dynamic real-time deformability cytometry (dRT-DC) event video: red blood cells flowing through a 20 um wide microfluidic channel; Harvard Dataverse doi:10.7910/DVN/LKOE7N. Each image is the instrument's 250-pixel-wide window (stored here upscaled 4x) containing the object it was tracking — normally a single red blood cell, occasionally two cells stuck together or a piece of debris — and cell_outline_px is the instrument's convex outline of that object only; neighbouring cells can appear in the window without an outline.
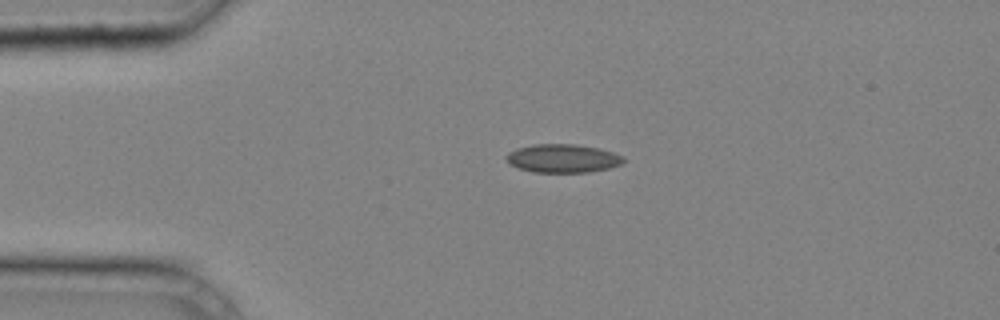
{"species": "common noctule bat (a hibernating species)", "species_latin": "Nyctalus noctula", "temperature_condition": "cold", "stored_images_in_passage": 33, "camera_frame_rate_fps": 3000, "um_per_image_px": 0.085, "animal": {"sex": "male", "body_mass_g": 20.4}, "frame": {"image": 1, "passage_image": 1, "time_ms": 0.0, "image_size_px": [1000, 320], "cell_outline_px": [[628, 160], [624, 164], [608, 168], [588, 172], [532, 172], [516, 168], [508, 164], [504, 156], [508, 152], [516, 148], [532, 144], [576, 144], [600, 148], [624, 156]], "centroid_in_image_um": [47.83, 13.46], "position_along_channel_um": 37.2, "area_um2": 19.88}}
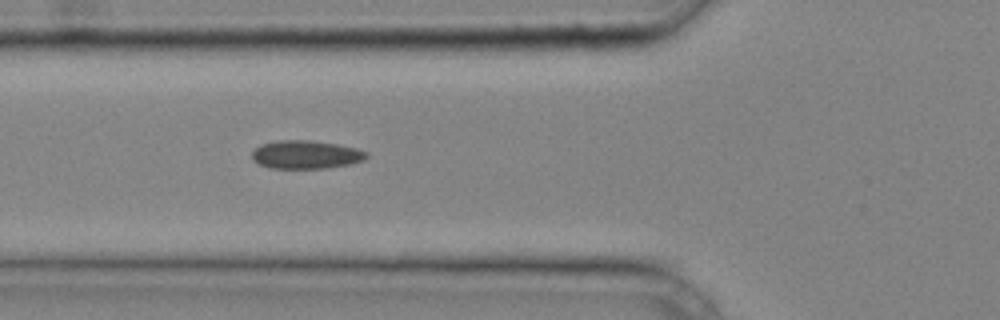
{"frame": {"image": 2, "passage_image": 7, "time_ms": 2.0, "image_size_px": [1000, 320], "cell_outline_px": [[368, 156], [364, 160], [348, 164], [328, 168], [268, 168], [252, 160], [252, 152], [260, 144], [276, 140], [312, 140], [336, 144], [356, 148], [368, 152]], "centroid_in_image_um": [25.98, 13.13], "position_along_channel_um": 99.8, "area_um2": 18.96}}
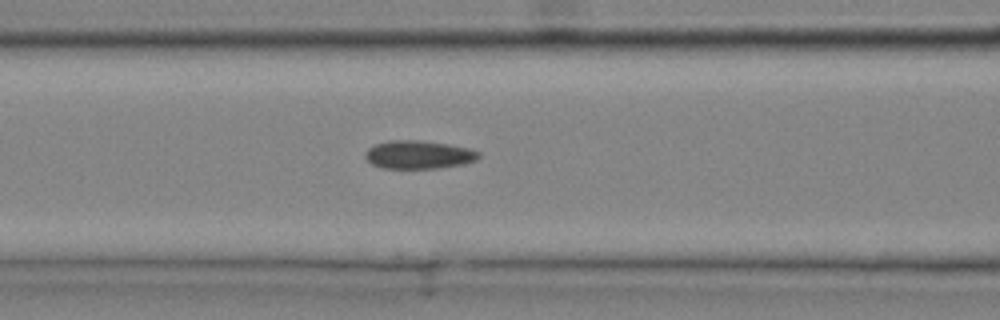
{"frame": {"image": 3, "passage_image": 9, "time_ms": 2.667, "image_size_px": [1000, 320], "cell_outline_px": [[480, 156], [476, 160], [464, 164], [436, 168], [380, 168], [372, 164], [364, 156], [364, 152], [368, 148], [376, 144], [388, 140], [420, 140], [448, 144], [468, 148], [480, 152]], "centroid_in_image_um": [35.56, 13.14], "position_along_channel_um": 131.0, "area_um2": 18.73}}